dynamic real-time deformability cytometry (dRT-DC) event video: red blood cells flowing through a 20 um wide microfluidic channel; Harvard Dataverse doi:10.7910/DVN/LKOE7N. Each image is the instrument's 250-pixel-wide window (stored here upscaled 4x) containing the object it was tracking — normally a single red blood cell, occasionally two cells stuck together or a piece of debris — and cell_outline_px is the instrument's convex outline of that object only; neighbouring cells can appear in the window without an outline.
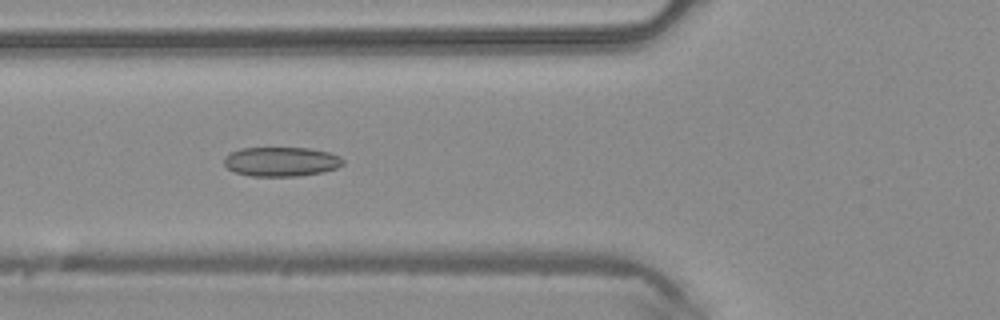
{"species": "common noctule bat (a hibernating species)", "species_latin": "Nyctalus noctula", "temperature_condition": "warm", "stored_images_in_passage": 46, "camera_frame_rate_fps": 3000, "um_per_image_px": 0.085, "animal": {"sex": "male", "body_mass_g": 20.4}, "frame": {"image": 1, "passage_image": 17, "time_ms": 5.333, "image_size_px": [1000, 320], "cell_outline_px": [[344, 164], [336, 168], [324, 172], [300, 176], [252, 176], [236, 172], [228, 168], [224, 164], [224, 156], [240, 148], [308, 148], [328, 152], [340, 156], [344, 160]], "centroid_in_image_um": [23.92, 13.74], "position_along_channel_um": 101.9, "area_um2": 20.4}}
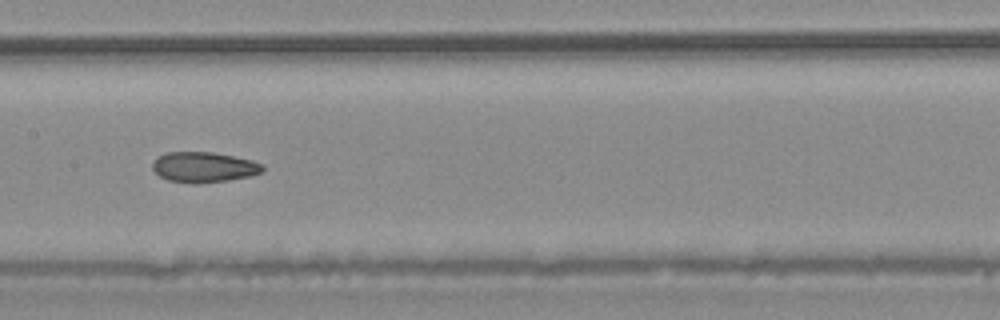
{"frame": {"image": 2, "passage_image": 23, "time_ms": 7.333, "image_size_px": [1000, 320], "cell_outline_px": [[264, 172], [252, 176], [228, 180], [168, 180], [160, 176], [152, 168], [152, 160], [156, 156], [168, 152], [212, 152], [252, 160], [264, 164]], "centroid_in_image_um": [17.36, 14.15], "position_along_channel_um": 190.0, "area_um2": 18.84}}
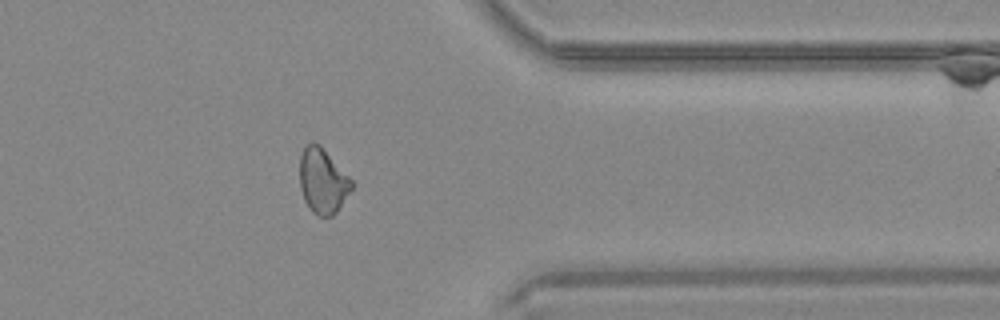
{"frame": {"image": 3, "passage_image": 37, "time_ms": 12.0, "image_size_px": [1000, 320], "cell_outline_px": [[352, 188], [336, 212], [332, 216], [316, 216], [312, 212], [304, 200], [300, 188], [300, 156], [304, 148], [312, 140], [320, 144], [352, 180]], "centroid_in_image_um": [27.41, 15.37], "position_along_channel_um": 384.0, "area_um2": 19.59}}